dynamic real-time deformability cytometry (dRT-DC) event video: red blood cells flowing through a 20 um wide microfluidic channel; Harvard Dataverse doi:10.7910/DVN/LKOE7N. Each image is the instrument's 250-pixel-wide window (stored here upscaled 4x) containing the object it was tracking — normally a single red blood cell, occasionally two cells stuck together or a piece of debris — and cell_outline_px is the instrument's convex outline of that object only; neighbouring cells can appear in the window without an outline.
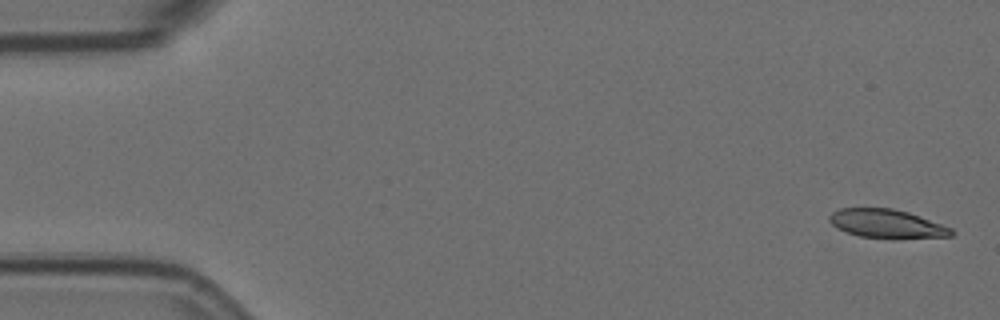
{"species": "Egyptian fruit bat (a non-hibernating species)", "species_latin": "Rousettus aegyptiacus", "temperature_condition": "room temperature", "stored_images_in_passage": 5, "camera_frame_rate_fps": 3000, "um_per_image_px": 0.085, "animal": {"sex": "female"}, "frame": {"image": 1, "passage_image": 1, "time_ms": 0.0, "image_size_px": [1000, 320], "cell_outline_px": [[956, 232], [952, 236], [860, 236], [836, 228], [828, 220], [828, 216], [832, 212], [840, 208], [892, 208], [908, 212], [952, 228]], "centroid_in_image_um": [75.31, 18.96], "position_along_channel_um": 9.7, "area_um2": 19.48}}
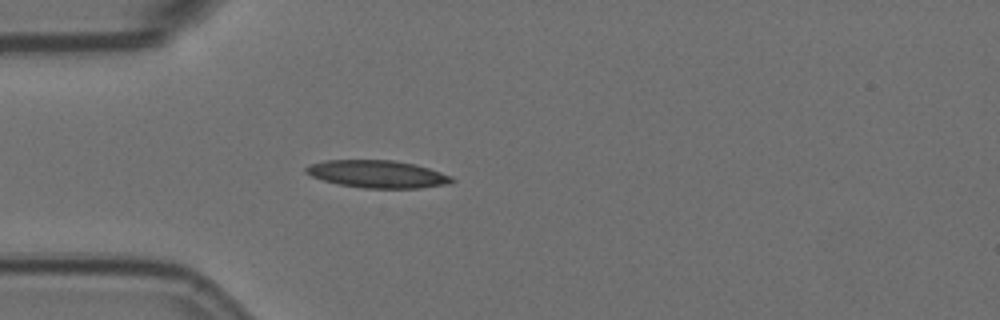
{"frame": {"image": 2, "passage_image": 5, "time_ms": 1.333, "image_size_px": [1000, 320], "cell_outline_px": [[456, 180], [452, 184], [420, 188], [364, 188], [340, 184], [324, 180], [312, 176], [304, 172], [304, 168], [308, 164], [324, 160], [396, 160], [416, 164], [452, 176]], "centroid_in_image_um": [32.11, 14.79], "position_along_channel_um": 52.9, "area_um2": 23.58}}